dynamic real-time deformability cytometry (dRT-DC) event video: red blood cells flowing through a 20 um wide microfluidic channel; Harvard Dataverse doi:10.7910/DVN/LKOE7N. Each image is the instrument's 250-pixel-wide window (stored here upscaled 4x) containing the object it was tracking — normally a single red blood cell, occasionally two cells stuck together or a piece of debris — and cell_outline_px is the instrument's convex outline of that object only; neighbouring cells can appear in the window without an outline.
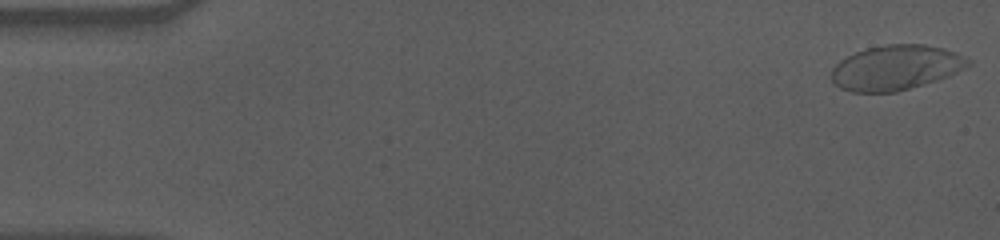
{"species": "human", "species_latin": "Homo sapiens", "temperature_condition": "cold", "stored_images_in_passage": 52, "camera_frame_rate_fps": 3000, "um_per_image_px": 0.085, "donor": {"sex": "male"}, "frame": {"image": 1, "passage_image": 1, "time_ms": 0.0, "image_size_px": [1000, 240], "cell_outline_px": [[972, 64], [968, 68], [948, 76], [936, 80], [896, 92], [852, 92], [840, 88], [832, 80], [832, 68], [840, 60], [856, 52], [868, 48], [884, 44], [924, 44], [944, 48], [956, 52], [972, 60]], "centroid_in_image_um": [76.19, 5.74], "position_along_channel_um": 8.8, "area_um2": 35.84}}
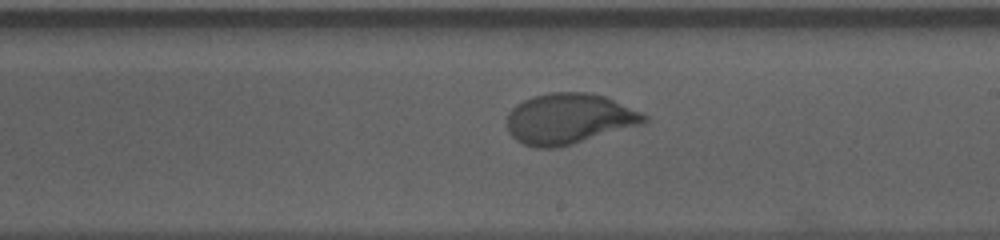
{"frame": {"image": 2, "passage_image": 33, "time_ms": 10.667, "image_size_px": [1000, 240], "cell_outline_px": [[648, 120], [640, 124], [572, 144], [556, 148], [536, 148], [524, 144], [516, 140], [508, 132], [508, 112], [516, 104], [532, 96], [548, 92], [588, 92], [604, 96], [640, 112], [648, 116]], "centroid_in_image_um": [48.31, 10.09], "position_along_channel_um": 240.7, "area_um2": 40.11}}
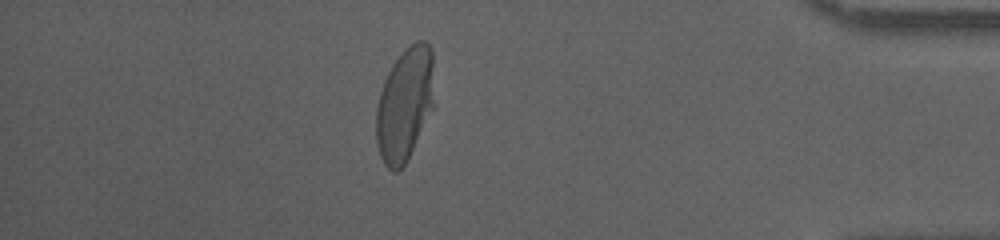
{"frame": {"image": 3, "passage_image": 50, "time_ms": 16.333, "image_size_px": [1000, 240], "cell_outline_px": [[432, 108], [404, 164], [396, 172], [392, 172], [384, 164], [380, 156], [376, 140], [376, 108], [380, 92], [384, 80], [392, 64], [416, 40], [424, 40], [432, 48]], "centroid_in_image_um": [34.36, 8.86], "position_along_channel_um": 400.8, "area_um2": 37.4}}